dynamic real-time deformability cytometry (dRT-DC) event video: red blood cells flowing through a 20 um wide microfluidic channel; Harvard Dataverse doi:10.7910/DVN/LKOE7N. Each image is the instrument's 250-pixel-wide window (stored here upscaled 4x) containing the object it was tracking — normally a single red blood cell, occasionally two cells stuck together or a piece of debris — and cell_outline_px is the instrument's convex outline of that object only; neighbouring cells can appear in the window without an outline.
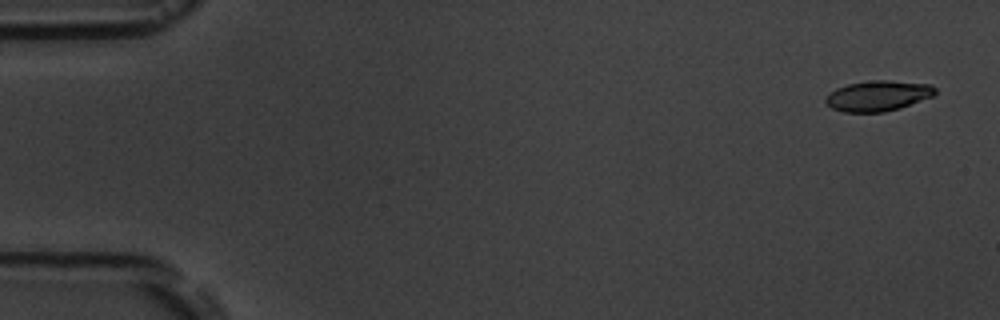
{"species": "common noctule bat (a hibernating species)", "species_latin": "Nyctalus noctula", "temperature_condition": "room temperature", "stored_images_in_passage": 5, "camera_frame_rate_fps": 3000, "um_per_image_px": 0.085, "animal": {"sex": "male", "body_mass_g": 19.5, "forearm_length_mm": 54.6}, "frame": {"image": 1, "passage_image": 1, "time_ms": 0.0, "image_size_px": [1000, 320], "cell_outline_px": [[936, 92], [932, 96], [900, 108], [884, 112], [844, 112], [832, 108], [824, 100], [824, 96], [828, 92], [836, 88], [848, 84], [876, 80], [888, 80], [932, 84], [936, 88]], "centroid_in_image_um": [74.61, 8.14], "position_along_channel_um": 10.4, "area_um2": 19.48}}
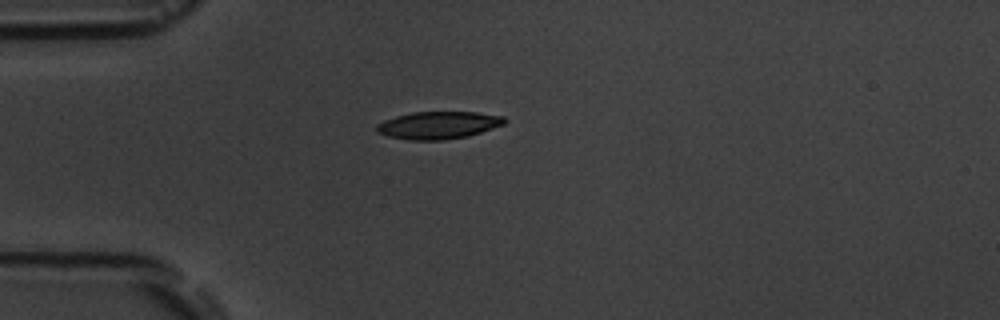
{"frame": {"image": 2, "passage_image": 5, "time_ms": 4.333, "image_size_px": [1000, 320], "cell_outline_px": [[508, 120], [504, 124], [468, 136], [444, 140], [408, 140], [388, 136], [376, 132], [376, 124], [384, 120], [396, 116], [412, 112], [476, 112], [504, 116]], "centroid_in_image_um": [37.25, 10.64], "position_along_channel_um": 47.8, "area_um2": 20.52}}